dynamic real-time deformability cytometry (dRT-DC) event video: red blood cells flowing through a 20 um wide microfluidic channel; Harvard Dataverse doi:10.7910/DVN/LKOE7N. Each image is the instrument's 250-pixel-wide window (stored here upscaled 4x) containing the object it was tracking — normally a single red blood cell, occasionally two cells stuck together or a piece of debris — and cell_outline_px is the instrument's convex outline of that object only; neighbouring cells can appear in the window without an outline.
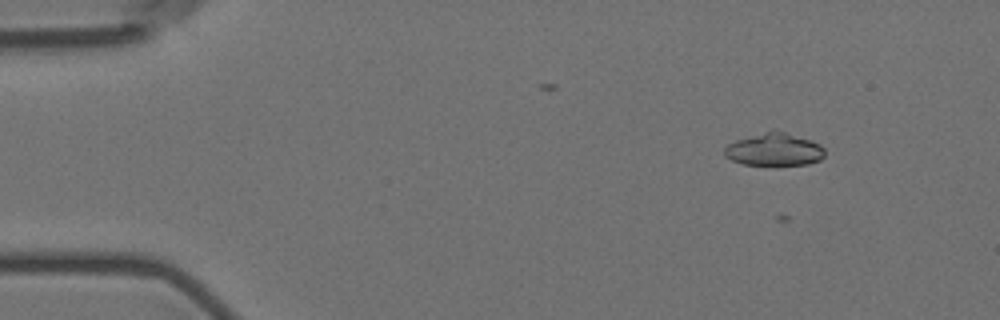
{"species": "Egyptian fruit bat (a non-hibernating species)", "species_latin": "Rousettus aegyptiacus", "temperature_condition": "room temperature", "stored_images_in_passage": 4, "camera_frame_rate_fps": 3000, "um_per_image_px": 0.085, "animal": {"sex": "female"}, "frame": {"image": 1, "passage_image": 2, "time_ms": 0.333, "image_size_px": [1000, 320], "cell_outline_px": [[824, 156], [820, 160], [808, 164], [744, 164], [732, 160], [724, 156], [724, 148], [728, 144], [736, 140], [768, 132], [784, 132], [820, 144], [824, 148]], "centroid_in_image_um": [65.81, 12.73], "position_along_channel_um": 19.2, "area_um2": 18.38}}